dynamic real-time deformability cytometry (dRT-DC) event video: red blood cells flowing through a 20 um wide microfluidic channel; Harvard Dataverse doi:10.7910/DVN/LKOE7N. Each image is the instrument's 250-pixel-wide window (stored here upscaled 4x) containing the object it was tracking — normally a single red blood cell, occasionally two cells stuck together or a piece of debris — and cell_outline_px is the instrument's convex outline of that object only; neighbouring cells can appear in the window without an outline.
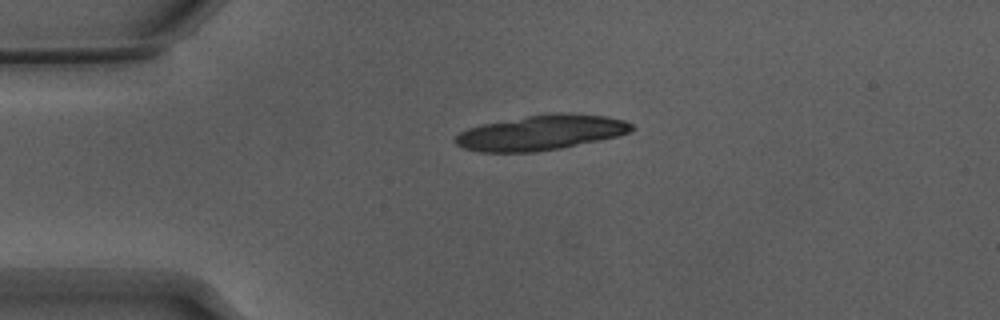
{"species": "Egyptian fruit bat (a non-hibernating species)", "species_latin": "Rousettus aegyptiacus", "temperature_condition": "warm", "stored_images_in_passage": 6, "camera_frame_rate_fps": 3000, "um_per_image_px": 0.085, "animal": {"sex": "male"}, "frame": {"image": 1, "passage_image": 1, "time_ms": 0.0, "image_size_px": [1000, 320], "cell_outline_px": [[636, 128], [632, 132], [620, 136], [560, 148], [536, 152], [480, 152], [464, 148], [456, 144], [452, 140], [460, 132], [468, 128], [484, 124], [528, 116], [552, 112], [564, 112], [604, 116], [624, 120], [632, 124]], "centroid_in_image_um": [46.03, 11.27], "position_along_channel_um": 39.0, "area_um2": 36.07}}